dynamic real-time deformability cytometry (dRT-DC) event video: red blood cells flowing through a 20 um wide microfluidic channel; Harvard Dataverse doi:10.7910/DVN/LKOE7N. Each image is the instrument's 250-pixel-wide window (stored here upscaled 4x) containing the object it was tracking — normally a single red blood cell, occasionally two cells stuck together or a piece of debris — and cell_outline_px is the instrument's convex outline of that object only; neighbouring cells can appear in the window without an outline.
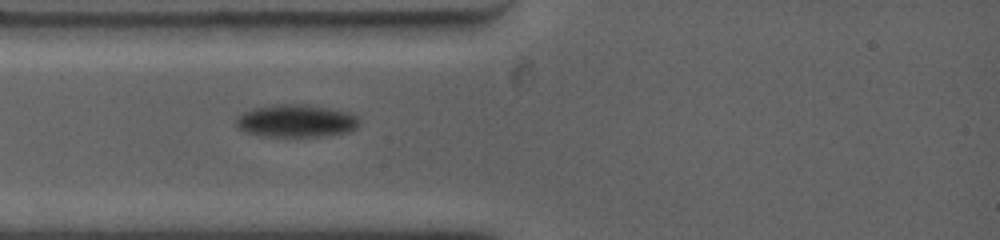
{"species": "common noctule bat (a hibernating species)", "species_latin": "Nyctalus noctula", "temperature_condition": "warm", "stored_images_in_passage": 11, "camera_frame_rate_fps": 4500, "um_per_image_px": 0.085, "animal": {"sex": "female", "body_mass_g": 19.0, "forearm_length_mm": 53.3}, "frame": {"image": 1, "passage_image": 1, "time_ms": 0.0, "image_size_px": [1000, 240], "cell_outline_px": [[360, 124], [356, 128], [348, 132], [324, 136], [268, 136], [244, 132], [236, 124], [236, 116], [252, 108], [272, 104], [304, 104], [352, 112], [360, 120]], "centroid_in_image_um": [25.19, 10.26], "position_along_channel_um": 59.8, "area_um2": 23.58}}
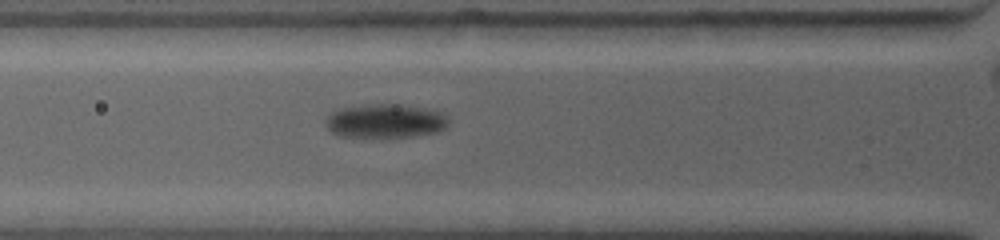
{"frame": {"image": 2, "passage_image": 4, "time_ms": 0.889, "image_size_px": [1000, 240], "cell_outline_px": [[448, 124], [440, 132], [412, 136], [340, 136], [332, 132], [324, 124], [324, 116], [332, 112], [344, 108], [376, 104], [392, 104], [424, 108], [440, 112], [448, 116]], "centroid_in_image_um": [32.75, 10.28], "position_along_channel_um": 93.1, "area_um2": 23.93}}
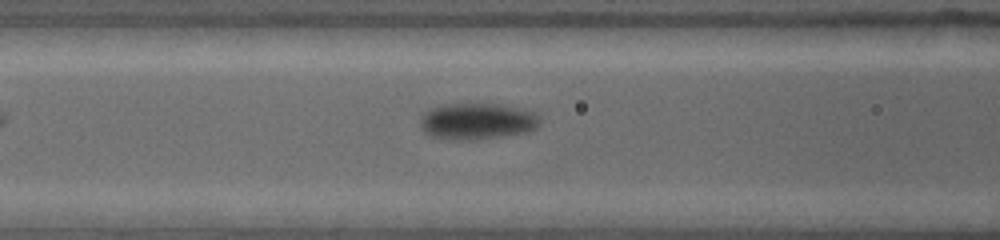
{"frame": {"image": 3, "passage_image": 7, "time_ms": 1.778, "image_size_px": [1000, 240], "cell_outline_px": [[540, 124], [536, 128], [528, 132], [504, 136], [472, 140], [448, 140], [428, 136], [420, 128], [420, 116], [424, 112], [440, 104], [500, 104], [532, 112], [540, 116]], "centroid_in_image_um": [40.5, 10.32], "position_along_channel_um": 126.1, "area_um2": 25.72}}